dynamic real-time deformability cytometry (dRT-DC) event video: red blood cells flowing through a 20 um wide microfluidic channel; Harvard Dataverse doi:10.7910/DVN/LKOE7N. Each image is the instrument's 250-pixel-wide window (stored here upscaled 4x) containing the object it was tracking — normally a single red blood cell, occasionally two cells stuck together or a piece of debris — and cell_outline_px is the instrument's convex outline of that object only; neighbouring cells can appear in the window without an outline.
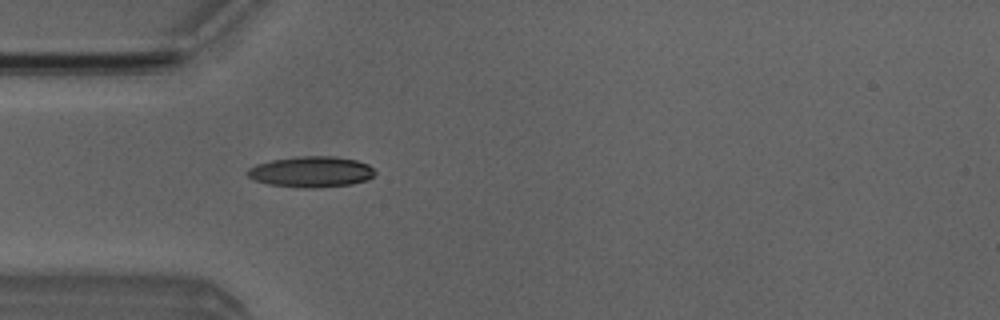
{"species": "Egyptian fruit bat (a non-hibernating species)", "species_latin": "Rousettus aegyptiacus", "temperature_condition": "room temperature", "stored_images_in_passage": 5, "camera_frame_rate_fps": 3000, "um_per_image_px": 0.085, "animal": {"sex": "male"}, "frame": {"image": 1, "passage_image": 5, "time_ms": 4.333, "image_size_px": [1000, 320], "cell_outline_px": [[376, 172], [368, 180], [352, 184], [316, 188], [304, 188], [268, 184], [256, 180], [248, 176], [248, 168], [256, 164], [272, 160], [296, 156], [336, 156], [356, 160], [368, 164]], "centroid_in_image_um": [26.48, 14.6], "position_along_channel_um": 58.5, "area_um2": 22.95}}